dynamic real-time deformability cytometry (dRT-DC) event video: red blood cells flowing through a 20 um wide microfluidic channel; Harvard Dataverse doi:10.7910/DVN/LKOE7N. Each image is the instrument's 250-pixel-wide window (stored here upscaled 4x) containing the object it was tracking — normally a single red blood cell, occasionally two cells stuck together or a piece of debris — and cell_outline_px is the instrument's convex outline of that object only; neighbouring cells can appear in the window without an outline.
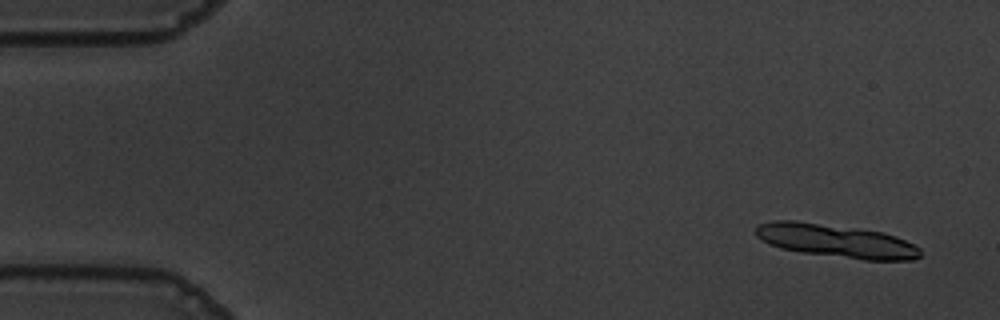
{"species": "common noctule bat (a hibernating species)", "species_latin": "Nyctalus noctula", "temperature_condition": "warm", "stored_images_in_passage": 13, "camera_frame_rate_fps": 3000, "um_per_image_px": 0.085, "animal": {"sex": "male", "body_mass_g": 19.5, "forearm_length_mm": 54.6}, "frame": {"image": 1, "passage_image": 3, "time_ms": 0.667, "image_size_px": [1000, 320], "cell_outline_px": [[920, 256], [912, 260], [864, 260], [804, 252], [780, 248], [768, 244], [756, 236], [756, 224], [772, 220], [796, 220], [856, 228], [884, 232], [896, 236], [920, 248]], "centroid_in_image_um": [71.03, 20.46], "position_along_channel_um": 14.0, "area_um2": 31.85}}